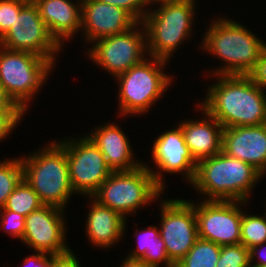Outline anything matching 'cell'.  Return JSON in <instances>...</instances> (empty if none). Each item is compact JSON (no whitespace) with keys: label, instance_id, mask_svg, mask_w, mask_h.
I'll list each match as a JSON object with an SVG mask.
<instances>
[{"label":"cell","instance_id":"6da1fadb","mask_svg":"<svg viewBox=\"0 0 266 267\" xmlns=\"http://www.w3.org/2000/svg\"><path fill=\"white\" fill-rule=\"evenodd\" d=\"M224 15H213L201 34L199 47L201 53L218 58L220 65L206 68V76L248 75L266 48V41L257 36L244 23ZM222 16V17H221ZM249 28V29H248ZM203 37V38H202ZM263 39V40H262ZM209 72V73H208Z\"/></svg>","mask_w":266,"mask_h":267},{"label":"cell","instance_id":"7a4b0ae2","mask_svg":"<svg viewBox=\"0 0 266 267\" xmlns=\"http://www.w3.org/2000/svg\"><path fill=\"white\" fill-rule=\"evenodd\" d=\"M208 77L214 81L205 84V96L197 103L223 128L266 124V91L247 75Z\"/></svg>","mask_w":266,"mask_h":267},{"label":"cell","instance_id":"3957f363","mask_svg":"<svg viewBox=\"0 0 266 267\" xmlns=\"http://www.w3.org/2000/svg\"><path fill=\"white\" fill-rule=\"evenodd\" d=\"M262 180L264 176L252 165L221 151L197 163L194 180L188 186L202 200L251 203L252 194Z\"/></svg>","mask_w":266,"mask_h":267},{"label":"cell","instance_id":"277c9868","mask_svg":"<svg viewBox=\"0 0 266 267\" xmlns=\"http://www.w3.org/2000/svg\"><path fill=\"white\" fill-rule=\"evenodd\" d=\"M170 62L156 57H147L140 64L131 67L128 71L116 76L114 82L117 96V117H147L157 101L167 96L173 82V75L167 70ZM168 72V73H167ZM171 74V75H170ZM170 87V88H169ZM169 90V91H168ZM152 108V109H151ZM119 109V110H118ZM146 114V115H145Z\"/></svg>","mask_w":266,"mask_h":267},{"label":"cell","instance_id":"5b68a950","mask_svg":"<svg viewBox=\"0 0 266 267\" xmlns=\"http://www.w3.org/2000/svg\"><path fill=\"white\" fill-rule=\"evenodd\" d=\"M50 142V143H49ZM23 178L44 205L67 210L75 195L70 183L65 147L56 139L20 156ZM67 207V208H66Z\"/></svg>","mask_w":266,"mask_h":267},{"label":"cell","instance_id":"8992f818","mask_svg":"<svg viewBox=\"0 0 266 267\" xmlns=\"http://www.w3.org/2000/svg\"><path fill=\"white\" fill-rule=\"evenodd\" d=\"M197 0L164 4L147 11L142 24L146 32L148 55L171 62L178 49L193 39ZM196 10V11H195ZM193 34V35H192ZM173 56V57H172Z\"/></svg>","mask_w":266,"mask_h":267},{"label":"cell","instance_id":"52a82bcc","mask_svg":"<svg viewBox=\"0 0 266 267\" xmlns=\"http://www.w3.org/2000/svg\"><path fill=\"white\" fill-rule=\"evenodd\" d=\"M55 68L46 58L0 45V84L26 115Z\"/></svg>","mask_w":266,"mask_h":267},{"label":"cell","instance_id":"ba28073f","mask_svg":"<svg viewBox=\"0 0 266 267\" xmlns=\"http://www.w3.org/2000/svg\"><path fill=\"white\" fill-rule=\"evenodd\" d=\"M164 193L143 164L131 171L112 172L92 197L128 219L129 215L137 216L138 211L156 204L153 202Z\"/></svg>","mask_w":266,"mask_h":267},{"label":"cell","instance_id":"9c48e42d","mask_svg":"<svg viewBox=\"0 0 266 267\" xmlns=\"http://www.w3.org/2000/svg\"><path fill=\"white\" fill-rule=\"evenodd\" d=\"M88 47L83 54L113 80L149 57L146 32L141 22L123 33L95 40Z\"/></svg>","mask_w":266,"mask_h":267},{"label":"cell","instance_id":"30bf717a","mask_svg":"<svg viewBox=\"0 0 266 267\" xmlns=\"http://www.w3.org/2000/svg\"><path fill=\"white\" fill-rule=\"evenodd\" d=\"M65 147L71 186L80 197H92L112 170L99 148L84 134L57 138Z\"/></svg>","mask_w":266,"mask_h":267},{"label":"cell","instance_id":"8fae6325","mask_svg":"<svg viewBox=\"0 0 266 267\" xmlns=\"http://www.w3.org/2000/svg\"><path fill=\"white\" fill-rule=\"evenodd\" d=\"M176 124L174 127H170L169 130H162L151 141L152 145L149 150L151 156L149 159H152V161L143 163L153 175L155 183L164 192L168 188L166 176L181 175L180 177H183L184 182L186 181V184L190 185L196 174L197 163L185 143L180 125Z\"/></svg>","mask_w":266,"mask_h":267},{"label":"cell","instance_id":"7c38bea8","mask_svg":"<svg viewBox=\"0 0 266 267\" xmlns=\"http://www.w3.org/2000/svg\"><path fill=\"white\" fill-rule=\"evenodd\" d=\"M165 195L168 193L156 201L160 212L158 226L168 258L176 265L198 238L197 219L194 205L188 198H164Z\"/></svg>","mask_w":266,"mask_h":267},{"label":"cell","instance_id":"4fadbf2b","mask_svg":"<svg viewBox=\"0 0 266 267\" xmlns=\"http://www.w3.org/2000/svg\"><path fill=\"white\" fill-rule=\"evenodd\" d=\"M0 45L9 50L25 51L46 58L55 67L59 64L57 58L64 55V49L49 33L33 1L22 7L13 26L0 39Z\"/></svg>","mask_w":266,"mask_h":267},{"label":"cell","instance_id":"5bb4252c","mask_svg":"<svg viewBox=\"0 0 266 267\" xmlns=\"http://www.w3.org/2000/svg\"><path fill=\"white\" fill-rule=\"evenodd\" d=\"M189 201L194 205L199 238L220 246L240 244L242 213L248 205L251 206L250 202L202 199Z\"/></svg>","mask_w":266,"mask_h":267},{"label":"cell","instance_id":"9a60e30c","mask_svg":"<svg viewBox=\"0 0 266 267\" xmlns=\"http://www.w3.org/2000/svg\"><path fill=\"white\" fill-rule=\"evenodd\" d=\"M66 212L68 211L53 205H43L32 211L25 217V230L20 242L34 252L54 256L71 253L73 249L67 243L69 220L66 216L69 213Z\"/></svg>","mask_w":266,"mask_h":267},{"label":"cell","instance_id":"2e32d148","mask_svg":"<svg viewBox=\"0 0 266 267\" xmlns=\"http://www.w3.org/2000/svg\"><path fill=\"white\" fill-rule=\"evenodd\" d=\"M138 21L123 8L99 0L81 1L80 38L87 47L95 40L123 33L133 28Z\"/></svg>","mask_w":266,"mask_h":267},{"label":"cell","instance_id":"e0dca14e","mask_svg":"<svg viewBox=\"0 0 266 267\" xmlns=\"http://www.w3.org/2000/svg\"><path fill=\"white\" fill-rule=\"evenodd\" d=\"M117 121H101L102 124L94 126V129L90 128L91 131H85L83 134L99 148L112 172L131 171L143 165L144 160H139L135 156L137 154L131 146L129 135L122 130L123 126Z\"/></svg>","mask_w":266,"mask_h":267},{"label":"cell","instance_id":"ac0fdd59","mask_svg":"<svg viewBox=\"0 0 266 267\" xmlns=\"http://www.w3.org/2000/svg\"><path fill=\"white\" fill-rule=\"evenodd\" d=\"M83 198H87L88 208L86 210L89 209L85 214V222H83L85 238L92 244L94 250L103 249L109 252L110 248L115 247L114 245H120V242L124 241V235L129 230L126 229L129 226L127 223L129 220L113 209L101 205L93 197Z\"/></svg>","mask_w":266,"mask_h":267},{"label":"cell","instance_id":"d6986e66","mask_svg":"<svg viewBox=\"0 0 266 267\" xmlns=\"http://www.w3.org/2000/svg\"><path fill=\"white\" fill-rule=\"evenodd\" d=\"M222 151L266 177V124L223 128Z\"/></svg>","mask_w":266,"mask_h":267},{"label":"cell","instance_id":"ffe728a7","mask_svg":"<svg viewBox=\"0 0 266 267\" xmlns=\"http://www.w3.org/2000/svg\"><path fill=\"white\" fill-rule=\"evenodd\" d=\"M195 112H200L202 117L198 116L193 119L178 121L185 143L188 146L191 156L198 163L201 160L210 158L222 151V132L221 124L212 117L197 101L195 104ZM193 119V120H192Z\"/></svg>","mask_w":266,"mask_h":267},{"label":"cell","instance_id":"44dd1931","mask_svg":"<svg viewBox=\"0 0 266 267\" xmlns=\"http://www.w3.org/2000/svg\"><path fill=\"white\" fill-rule=\"evenodd\" d=\"M32 1L49 33L63 49L65 44L73 42L74 38L80 36L82 0Z\"/></svg>","mask_w":266,"mask_h":267},{"label":"cell","instance_id":"7402d4cb","mask_svg":"<svg viewBox=\"0 0 266 267\" xmlns=\"http://www.w3.org/2000/svg\"><path fill=\"white\" fill-rule=\"evenodd\" d=\"M139 223H134L136 227L132 236L135 238V247L128 249V255L130 259H138L145 262L151 267H175V265L168 258L165 243L163 242L159 226L149 225L139 229L137 228Z\"/></svg>","mask_w":266,"mask_h":267},{"label":"cell","instance_id":"603a6c76","mask_svg":"<svg viewBox=\"0 0 266 267\" xmlns=\"http://www.w3.org/2000/svg\"><path fill=\"white\" fill-rule=\"evenodd\" d=\"M220 252V245L198 237L189 252L175 267H216Z\"/></svg>","mask_w":266,"mask_h":267},{"label":"cell","instance_id":"cb8c5ba5","mask_svg":"<svg viewBox=\"0 0 266 267\" xmlns=\"http://www.w3.org/2000/svg\"><path fill=\"white\" fill-rule=\"evenodd\" d=\"M44 204L38 194L23 178L8 197L3 209L28 216L32 211L38 210Z\"/></svg>","mask_w":266,"mask_h":267},{"label":"cell","instance_id":"d4e9b609","mask_svg":"<svg viewBox=\"0 0 266 267\" xmlns=\"http://www.w3.org/2000/svg\"><path fill=\"white\" fill-rule=\"evenodd\" d=\"M249 207L242 213L240 243L247 249L266 242V214H254L247 212ZM246 211V212H245Z\"/></svg>","mask_w":266,"mask_h":267},{"label":"cell","instance_id":"484cf974","mask_svg":"<svg viewBox=\"0 0 266 267\" xmlns=\"http://www.w3.org/2000/svg\"><path fill=\"white\" fill-rule=\"evenodd\" d=\"M22 179L23 166L20 156L4 157L0 160V209L5 206L8 197Z\"/></svg>","mask_w":266,"mask_h":267},{"label":"cell","instance_id":"4316f807","mask_svg":"<svg viewBox=\"0 0 266 267\" xmlns=\"http://www.w3.org/2000/svg\"><path fill=\"white\" fill-rule=\"evenodd\" d=\"M216 267H250L249 249L244 245H223Z\"/></svg>","mask_w":266,"mask_h":267},{"label":"cell","instance_id":"83f0119b","mask_svg":"<svg viewBox=\"0 0 266 267\" xmlns=\"http://www.w3.org/2000/svg\"><path fill=\"white\" fill-rule=\"evenodd\" d=\"M0 230L11 238L21 241L25 230V216L3 208L0 209Z\"/></svg>","mask_w":266,"mask_h":267},{"label":"cell","instance_id":"f1b7e54d","mask_svg":"<svg viewBox=\"0 0 266 267\" xmlns=\"http://www.w3.org/2000/svg\"><path fill=\"white\" fill-rule=\"evenodd\" d=\"M26 3L20 0H0V39L13 26L15 19Z\"/></svg>","mask_w":266,"mask_h":267},{"label":"cell","instance_id":"f546056e","mask_svg":"<svg viewBox=\"0 0 266 267\" xmlns=\"http://www.w3.org/2000/svg\"><path fill=\"white\" fill-rule=\"evenodd\" d=\"M25 116L22 110H0V143L16 132Z\"/></svg>","mask_w":266,"mask_h":267},{"label":"cell","instance_id":"4dcf8cb0","mask_svg":"<svg viewBox=\"0 0 266 267\" xmlns=\"http://www.w3.org/2000/svg\"><path fill=\"white\" fill-rule=\"evenodd\" d=\"M106 4L123 8L130 13L138 22H142L147 14L144 0H99Z\"/></svg>","mask_w":266,"mask_h":267},{"label":"cell","instance_id":"1f68e13d","mask_svg":"<svg viewBox=\"0 0 266 267\" xmlns=\"http://www.w3.org/2000/svg\"><path fill=\"white\" fill-rule=\"evenodd\" d=\"M260 89L266 91V48L260 54L254 68L247 75Z\"/></svg>","mask_w":266,"mask_h":267},{"label":"cell","instance_id":"d6a6232c","mask_svg":"<svg viewBox=\"0 0 266 267\" xmlns=\"http://www.w3.org/2000/svg\"><path fill=\"white\" fill-rule=\"evenodd\" d=\"M30 256L23 258L21 265L17 267H52L55 259L58 256L45 254L42 252H34ZM5 267V266H4Z\"/></svg>","mask_w":266,"mask_h":267},{"label":"cell","instance_id":"836d02e7","mask_svg":"<svg viewBox=\"0 0 266 267\" xmlns=\"http://www.w3.org/2000/svg\"><path fill=\"white\" fill-rule=\"evenodd\" d=\"M250 267H266V242L249 249Z\"/></svg>","mask_w":266,"mask_h":267},{"label":"cell","instance_id":"e575fe53","mask_svg":"<svg viewBox=\"0 0 266 267\" xmlns=\"http://www.w3.org/2000/svg\"><path fill=\"white\" fill-rule=\"evenodd\" d=\"M80 258H78V255L72 251L71 253L64 255V256H58L52 267H83L79 261Z\"/></svg>","mask_w":266,"mask_h":267},{"label":"cell","instance_id":"d590c367","mask_svg":"<svg viewBox=\"0 0 266 267\" xmlns=\"http://www.w3.org/2000/svg\"><path fill=\"white\" fill-rule=\"evenodd\" d=\"M0 110H21L7 95L0 84Z\"/></svg>","mask_w":266,"mask_h":267},{"label":"cell","instance_id":"8d00e7d4","mask_svg":"<svg viewBox=\"0 0 266 267\" xmlns=\"http://www.w3.org/2000/svg\"><path fill=\"white\" fill-rule=\"evenodd\" d=\"M120 259H121V263L119 267H151L141 260L130 259L127 256L126 258L124 256V259H122V257Z\"/></svg>","mask_w":266,"mask_h":267},{"label":"cell","instance_id":"74e56055","mask_svg":"<svg viewBox=\"0 0 266 267\" xmlns=\"http://www.w3.org/2000/svg\"><path fill=\"white\" fill-rule=\"evenodd\" d=\"M185 0H144L147 11L164 4L178 3ZM153 7V8H152Z\"/></svg>","mask_w":266,"mask_h":267},{"label":"cell","instance_id":"f35d334b","mask_svg":"<svg viewBox=\"0 0 266 267\" xmlns=\"http://www.w3.org/2000/svg\"><path fill=\"white\" fill-rule=\"evenodd\" d=\"M20 1H24V2H30V1H32V0H20Z\"/></svg>","mask_w":266,"mask_h":267}]
</instances>
